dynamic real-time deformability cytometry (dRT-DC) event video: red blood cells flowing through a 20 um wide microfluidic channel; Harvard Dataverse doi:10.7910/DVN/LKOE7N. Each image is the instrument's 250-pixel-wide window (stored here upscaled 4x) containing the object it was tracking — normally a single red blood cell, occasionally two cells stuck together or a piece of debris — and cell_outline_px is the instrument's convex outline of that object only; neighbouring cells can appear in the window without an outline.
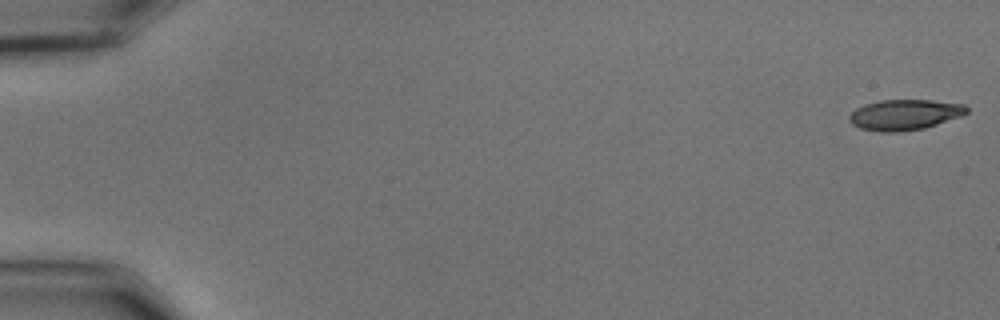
{"species": "common noctule bat (a hibernating species)", "species_latin": "Nyctalus noctula", "temperature_condition": "cold", "stored_images_in_passage": 56, "camera_frame_rate_fps": 3000, "um_per_image_px": 0.085, "animal": {"sex": "male", "body_mass_g": 15.6}, "frame": {"image": 1, "passage_image": 1, "time_ms": 0.0, "image_size_px": [1000, 320], "cell_outline_px": [[968, 112], [960, 116], [924, 128], [896, 132], [880, 132], [860, 128], [852, 124], [848, 120], [848, 116], [856, 108], [864, 104], [880, 100], [932, 100], [964, 104], [968, 108]], "centroid_in_image_um": [76.86, 9.74], "position_along_channel_um": 8.1, "area_um2": 20.87}}
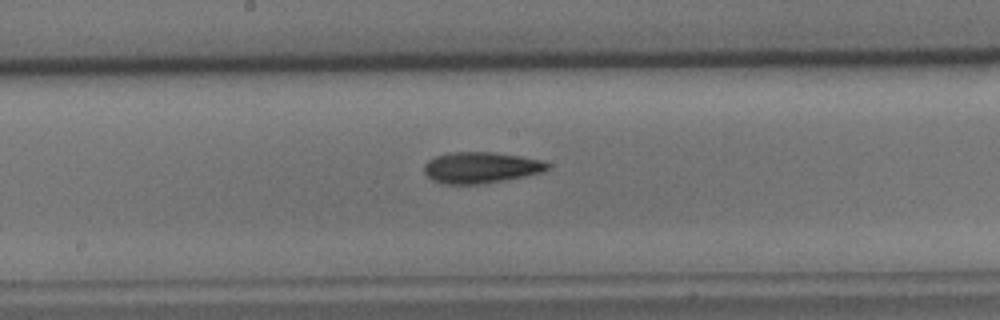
{"frame": {"image": 2, "passage_image": 30, "time_ms": 9.667, "image_size_px": [1000, 320], "cell_outline_px": [[548, 168], [540, 172], [524, 176], [504, 180], [480, 184], [444, 184], [432, 180], [424, 172], [424, 164], [428, 160], [436, 156], [448, 152], [492, 152], [520, 156], [544, 160], [548, 164]], "centroid_in_image_um": [40.83, 14.24], "position_along_channel_um": 207.4, "area_um2": 22.31}}
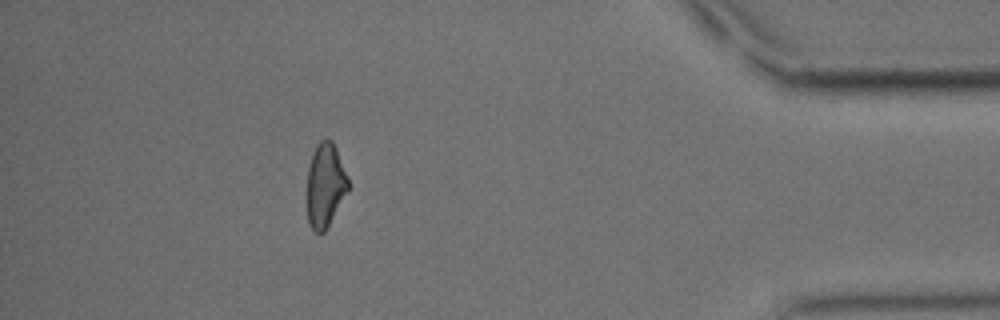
{"frame": {"image": 3, "passage_image": 50, "time_ms": 16.333, "image_size_px": [1000, 320], "cell_outline_px": [[348, 188], [324, 232], [316, 232], [308, 224], [308, 168], [316, 144], [320, 140], [332, 140], [336, 148], [348, 180]], "centroid_in_image_um": [27.62, 15.72], "position_along_channel_um": 407.6, "area_um2": 19.36}, "authors_computed_cell_mechanics": {"area_um2": 21.5016, "velocity_mm_per_s": 3.6531, "shape_relaxation_time_tau1_ms": 5.5287, "shape_relaxation_time_tau2_ms": 8.2196, "deformation_change_tau1": 0.1547, "deformation_change_tau2": 0.1912}}